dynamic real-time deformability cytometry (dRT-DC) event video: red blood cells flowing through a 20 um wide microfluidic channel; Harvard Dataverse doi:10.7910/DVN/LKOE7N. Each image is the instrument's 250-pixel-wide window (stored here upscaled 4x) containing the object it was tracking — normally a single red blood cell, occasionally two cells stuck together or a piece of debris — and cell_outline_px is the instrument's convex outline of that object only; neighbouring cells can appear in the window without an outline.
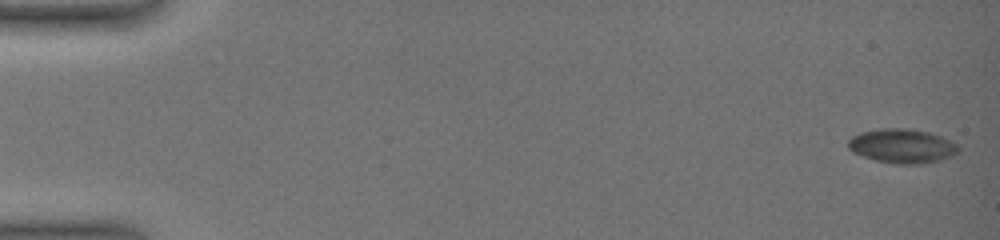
{"species": "common noctule bat (a hibernating species)", "species_latin": "Nyctalus noctula", "temperature_condition": "warm", "stored_images_in_passage": 14, "camera_frame_rate_fps": 3000, "um_per_image_px": 0.085, "animal": {"sex": "female", "body_mass_g": 19.0, "forearm_length_mm": 51.5}, "frame": {"image": 1, "passage_image": 1, "time_ms": 0.0, "image_size_px": [1000, 240], "cell_outline_px": [[960, 148], [956, 152], [940, 160], [920, 164], [896, 164], [876, 160], [852, 152], [848, 148], [848, 140], [852, 136], [860, 132], [880, 128], [904, 128], [928, 132], [940, 136], [956, 144]], "centroid_in_image_um": [76.63, 12.4], "position_along_channel_um": 8.4, "area_um2": 21.73}}
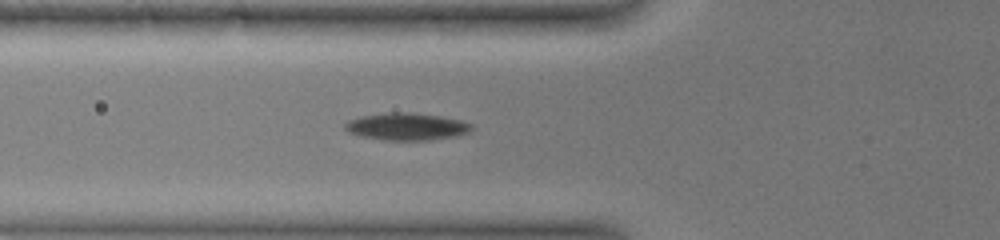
{"frame": {"image": 2, "passage_image": 12, "time_ms": 7.0, "image_size_px": [1000, 240], "cell_outline_px": [[472, 128], [468, 132], [456, 136], [432, 140], [384, 140], [360, 136], [348, 132], [344, 128], [344, 124], [348, 120], [360, 116], [388, 112], [412, 112], [440, 116], [460, 120], [472, 124]], "centroid_in_image_um": [34.53, 10.75], "position_along_channel_um": 91.3, "area_um2": 20.23}}
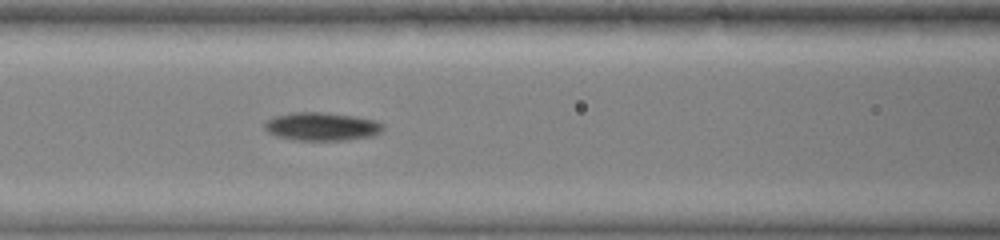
{"frame": {"image": 3, "passage_image": 14, "time_ms": 8.333, "image_size_px": [1000, 240], "cell_outline_px": [[384, 128], [380, 132], [372, 136], [348, 140], [296, 140], [276, 136], [268, 132], [264, 128], [264, 124], [272, 116], [292, 112], [324, 112], [356, 116], [376, 120], [384, 124]], "centroid_in_image_um": [27.36, 10.74], "position_along_channel_um": 139.2, "area_um2": 19.71}}